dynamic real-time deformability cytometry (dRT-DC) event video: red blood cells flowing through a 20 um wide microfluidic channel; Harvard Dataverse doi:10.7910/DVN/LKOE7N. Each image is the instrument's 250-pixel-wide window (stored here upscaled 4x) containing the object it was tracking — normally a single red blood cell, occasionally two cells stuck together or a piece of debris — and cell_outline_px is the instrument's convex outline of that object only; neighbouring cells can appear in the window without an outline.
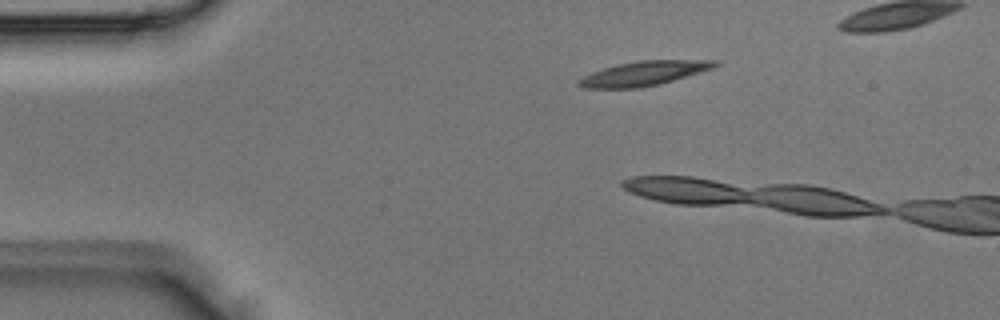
{"species": "Egyptian fruit bat (a non-hibernating species)", "species_latin": "Rousettus aegyptiacus", "temperature_condition": "room temperature", "stored_images_in_passage": 3, "camera_frame_rate_fps": 3000, "um_per_image_px": 0.085, "animal": {"sex": "male"}, "frame": {"image": 1, "passage_image": 1, "time_ms": 0.0, "image_size_px": [1000, 320], "cell_outline_px": [[720, 64], [712, 68], [660, 84], [640, 88], [584, 88], [576, 84], [576, 80], [592, 72], [616, 64], [640, 60], [716, 60]], "centroid_in_image_um": [54.68, 6.24], "position_along_channel_um": 30.3, "area_um2": 19.31}}